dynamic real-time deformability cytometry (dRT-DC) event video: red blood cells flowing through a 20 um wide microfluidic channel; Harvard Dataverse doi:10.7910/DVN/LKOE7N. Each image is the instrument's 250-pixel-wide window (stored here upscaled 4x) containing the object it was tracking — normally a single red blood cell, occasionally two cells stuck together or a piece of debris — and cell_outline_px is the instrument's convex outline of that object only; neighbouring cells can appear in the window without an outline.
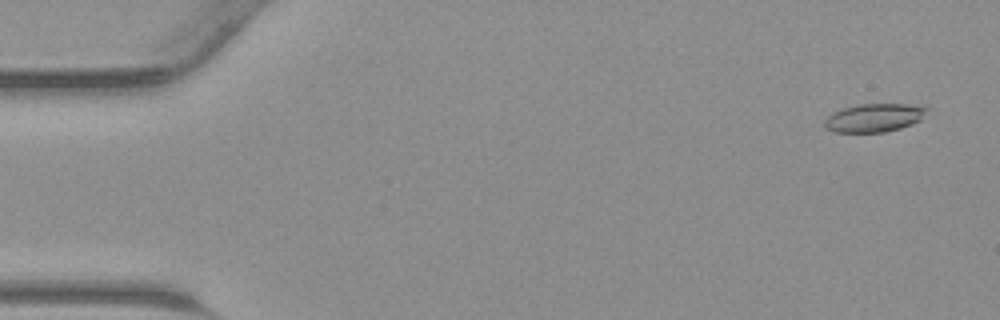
{"species": "common noctule bat (a hibernating species)", "species_latin": "Nyctalus noctula", "temperature_condition": "warm", "stored_images_in_passage": 45, "camera_frame_rate_fps": 3000, "um_per_image_px": 0.085, "animal": {"sex": "male", "body_mass_g": 23.1, "forearm_length_mm": 52.7}, "frame": {"image": 1, "passage_image": 2, "time_ms": 0.333, "image_size_px": [1000, 320], "cell_outline_px": [[928, 108], [920, 120], [912, 124], [900, 128], [884, 132], [836, 132], [828, 128], [824, 124], [824, 120], [832, 112], [856, 104], [924, 104]], "centroid_in_image_um": [74.34, 9.99], "position_along_channel_um": 10.7, "area_um2": 16.94}}
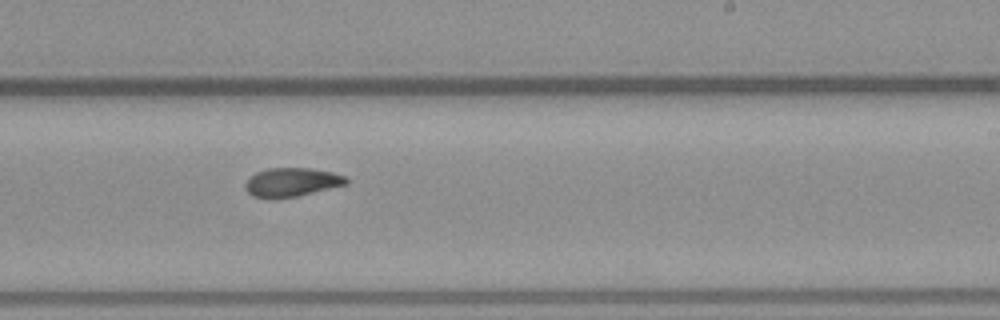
{"frame": {"image": 2, "passage_image": 27, "time_ms": 8.667, "image_size_px": [1000, 320], "cell_outline_px": [[348, 184], [296, 196], [268, 200], [252, 196], [244, 188], [244, 184], [256, 172], [268, 168], [308, 168], [332, 172], [344, 176], [348, 180]], "centroid_in_image_um": [24.75, 15.5], "position_along_channel_um": 264.2, "area_um2": 16.99}}
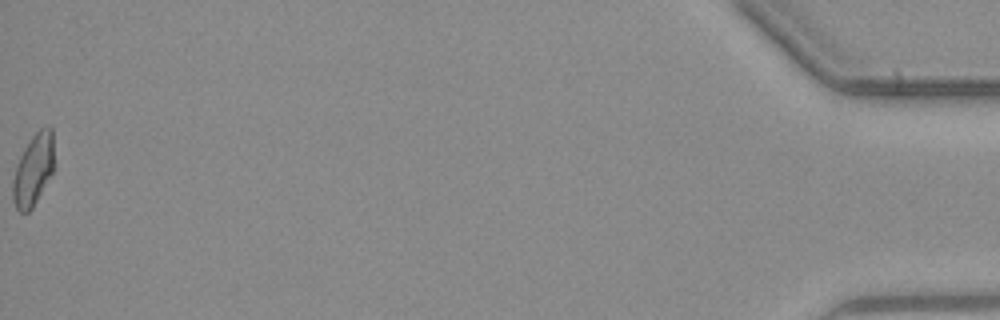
{"frame": {"image": 3, "passage_image": 45, "time_ms": 14.667, "image_size_px": [1000, 320], "cell_outline_px": [[52, 172], [32, 208], [28, 212], [20, 212], [16, 208], [12, 200], [12, 180], [16, 164], [24, 148], [32, 136], [44, 124], [52, 124]], "centroid_in_image_um": [2.8, 14.4], "position_along_channel_um": 432.4, "area_um2": 17.11}}